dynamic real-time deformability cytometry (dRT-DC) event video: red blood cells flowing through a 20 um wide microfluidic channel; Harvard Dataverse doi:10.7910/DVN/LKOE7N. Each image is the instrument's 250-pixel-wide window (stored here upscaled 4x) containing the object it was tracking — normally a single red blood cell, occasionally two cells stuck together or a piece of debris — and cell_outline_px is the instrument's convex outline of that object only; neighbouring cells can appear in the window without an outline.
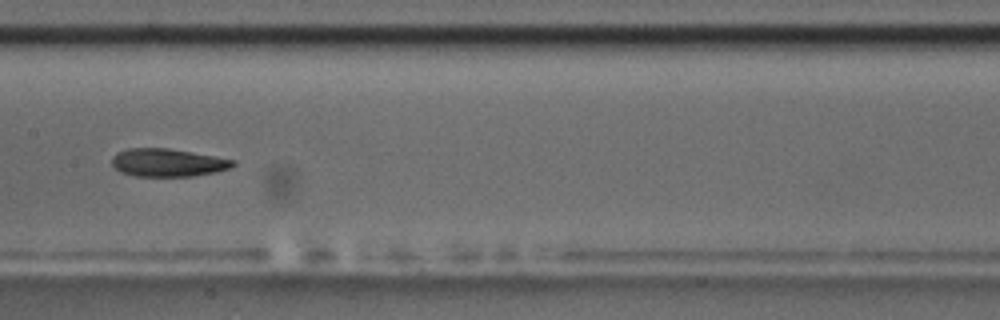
{"species": "common noctule bat (a hibernating species)", "species_latin": "Nyctalus noctula", "temperature_condition": "room temperature", "stored_images_in_passage": 23, "camera_frame_rate_fps": 3000, "um_per_image_px": 0.085, "animal": {"sex": "male", "body_mass_g": 17.5, "forearm_length_mm": 52.3}, "frame": {"image": 1, "passage_image": 14, "time_ms": 4.333, "image_size_px": [1000, 320], "cell_outline_px": [[236, 164], [228, 168], [216, 172], [192, 176], [136, 176], [120, 172], [112, 164], [112, 156], [116, 152], [128, 148], [168, 148], [216, 156], [236, 160]], "centroid_in_image_um": [14.25, 13.81], "position_along_channel_um": 193.1, "area_um2": 19.77}}